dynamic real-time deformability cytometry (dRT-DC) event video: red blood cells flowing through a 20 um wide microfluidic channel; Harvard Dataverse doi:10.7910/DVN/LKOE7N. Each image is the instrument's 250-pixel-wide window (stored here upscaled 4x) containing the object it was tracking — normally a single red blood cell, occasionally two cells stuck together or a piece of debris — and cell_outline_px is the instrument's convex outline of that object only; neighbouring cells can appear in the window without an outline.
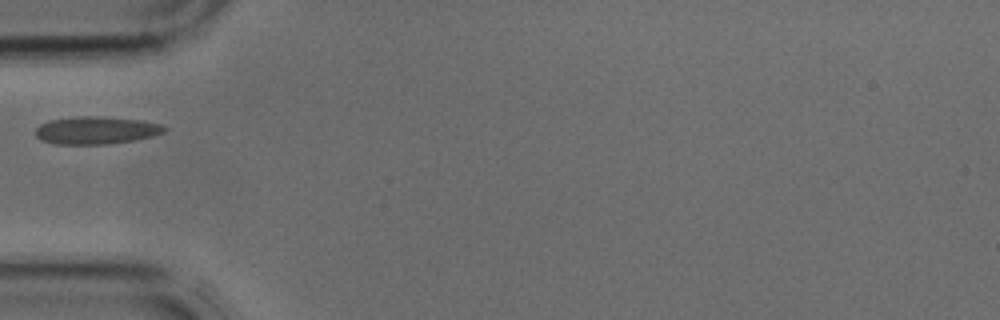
{"species": "common noctule bat (a hibernating species)", "species_latin": "Nyctalus noctula", "temperature_condition": "cold", "stored_images_in_passage": 29, "camera_frame_rate_fps": 3000, "um_per_image_px": 0.085, "animal": {"sex": "male", "body_mass_g": 17.9, "forearm_length_mm": 54.2}, "frame": {"image": 1, "passage_image": 1, "time_ms": 0.0, "image_size_px": [1000, 320], "cell_outline_px": [[168, 128], [164, 132], [152, 136], [136, 140], [108, 144], [52, 144], [40, 140], [36, 136], [36, 128], [40, 124], [52, 120], [80, 116], [100, 116], [144, 120], [164, 124]], "centroid_in_image_um": [8.22, 11.07], "position_along_channel_um": 76.8, "area_um2": 20.98}}